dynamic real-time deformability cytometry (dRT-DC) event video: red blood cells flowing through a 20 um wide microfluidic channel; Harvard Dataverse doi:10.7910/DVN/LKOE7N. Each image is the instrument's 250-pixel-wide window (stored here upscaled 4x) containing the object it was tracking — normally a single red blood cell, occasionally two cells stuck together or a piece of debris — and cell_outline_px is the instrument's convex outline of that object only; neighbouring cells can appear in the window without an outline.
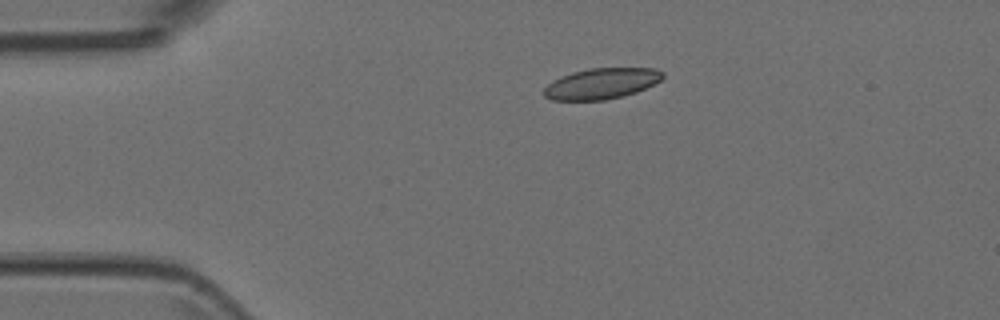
{"species": "Egyptian fruit bat (a non-hibernating species)", "species_latin": "Rousettus aegyptiacus", "temperature_condition": "room temperature", "stored_images_in_passage": 2, "camera_frame_rate_fps": 3000, "um_per_image_px": 0.085, "animal": {"sex": "female"}, "frame": {"image": 1, "passage_image": 1, "time_ms": 0.0, "image_size_px": [1000, 320], "cell_outline_px": [[664, 76], [660, 80], [636, 92], [624, 96], [604, 100], [552, 100], [544, 96], [544, 88], [552, 80], [560, 76], [572, 72], [588, 68], [656, 68], [664, 72]], "centroid_in_image_um": [51.1, 7.1], "position_along_channel_um": 33.9, "area_um2": 21.39}}